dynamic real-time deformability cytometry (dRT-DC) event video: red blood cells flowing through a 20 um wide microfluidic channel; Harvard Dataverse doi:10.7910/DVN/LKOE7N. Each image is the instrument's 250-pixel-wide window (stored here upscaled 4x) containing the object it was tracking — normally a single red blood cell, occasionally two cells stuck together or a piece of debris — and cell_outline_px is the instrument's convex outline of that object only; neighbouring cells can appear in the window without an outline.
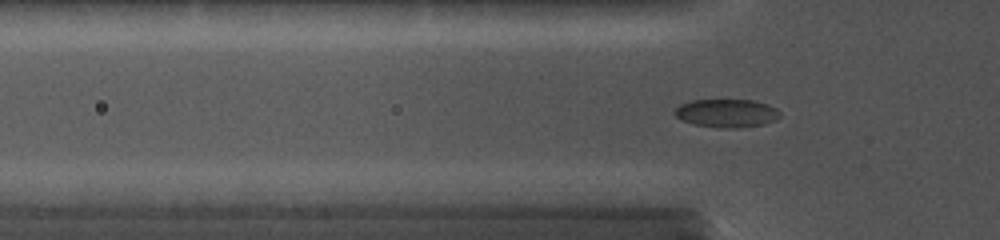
{"species": "common noctule bat (a hibernating species)", "species_latin": "Nyctalus noctula", "temperature_condition": "cold", "stored_images_in_passage": 76, "camera_frame_rate_fps": 5000, "um_per_image_px": 0.085, "animal": {"sex": "female", "body_mass_g": 19.0, "forearm_length_mm": 56.7}, "frame": {"image": 1, "passage_image": 23, "time_ms": 5.0, "image_size_px": [1000, 240], "cell_outline_px": [[780, 116], [776, 120], [764, 124], [736, 128], [720, 128], [692, 124], [680, 120], [672, 112], [680, 104], [692, 100], [752, 100], [768, 104], [776, 108], [780, 112]], "centroid_in_image_um": [61.75, 9.62], "position_along_channel_um": 64.1, "area_um2": 17.51}}
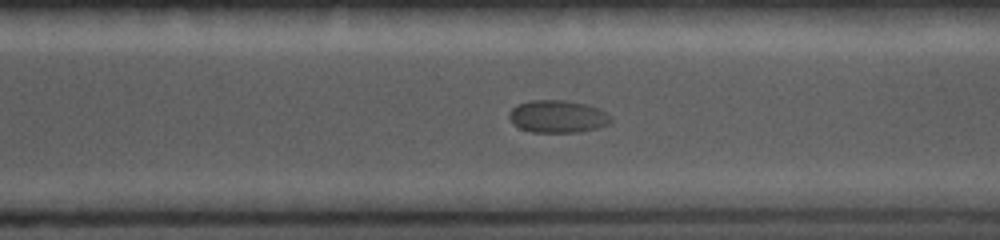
{"frame": {"image": 2, "passage_image": 48, "time_ms": 11.8, "image_size_px": [1000, 240], "cell_outline_px": [[612, 120], [608, 124], [596, 128], [576, 132], [532, 132], [520, 128], [508, 116], [508, 112], [516, 104], [532, 100], [564, 100], [584, 104], [600, 108], [608, 112], [612, 116]], "centroid_in_image_um": [47.42, 9.89], "position_along_channel_um": 323.2, "area_um2": 19.25}}
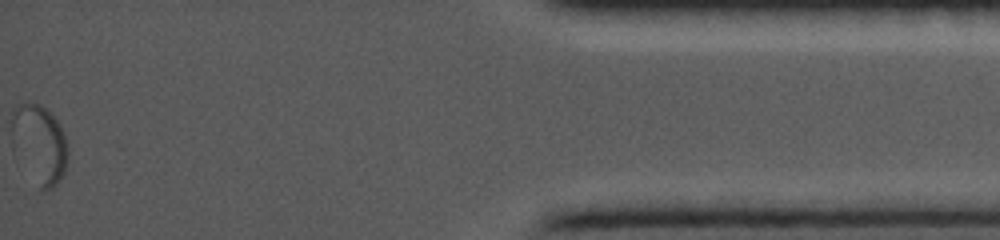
{"frame": {"image": 3, "passage_image": 76, "time_ms": 16.4, "image_size_px": [1000, 240], "cell_outline_px": [[68, 156], [64, 172], [56, 184], [52, 188], [40, 188], [12, 140], [12, 108], [16, 104], [40, 104], [60, 124], [64, 132], [68, 148]], "centroid_in_image_um": [3.4, 12.16], "position_along_channel_um": 431.8, "area_um2": 24.57}, "authors_computed_cell_mechanics": {"area_um2": 18.9295, "velocity_mm_per_s": 3.8088, "shape_relaxation_time_tau1_ms": null, "shape_relaxation_time_tau2_ms": 8.2409, "deformation_change_tau1": null, "deformation_change_tau2": null}}